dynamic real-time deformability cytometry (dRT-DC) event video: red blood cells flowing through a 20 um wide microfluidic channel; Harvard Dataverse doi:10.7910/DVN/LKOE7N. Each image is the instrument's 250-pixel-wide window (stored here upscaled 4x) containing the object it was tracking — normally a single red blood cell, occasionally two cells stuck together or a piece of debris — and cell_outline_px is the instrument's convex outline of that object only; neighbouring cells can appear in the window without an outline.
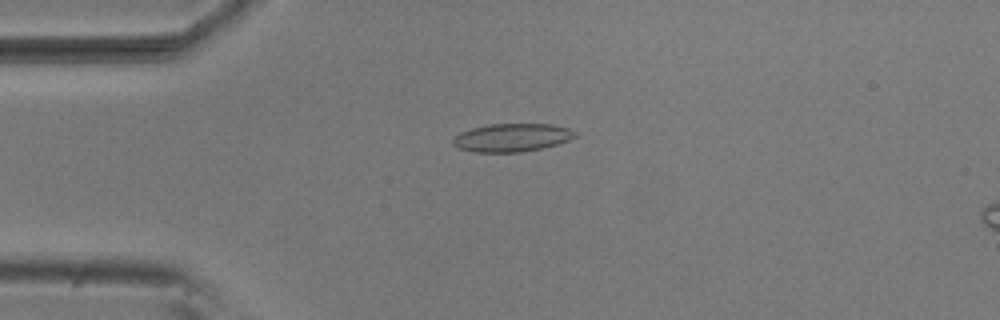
{"species": "common noctule bat (a hibernating species)", "species_latin": "Nyctalus noctula", "temperature_condition": "room temperature", "stored_images_in_passage": 41, "camera_frame_rate_fps": 3000, "um_per_image_px": 0.085, "animal": {"sex": "male", "body_mass_g": 20.5, "forearm_length_mm": 52.5}, "frame": {"image": 1, "passage_image": 1, "time_ms": 0.0, "image_size_px": [1000, 320], "cell_outline_px": [[580, 136], [544, 148], [520, 152], [476, 152], [460, 148], [452, 144], [452, 140], [460, 132], [472, 128], [488, 124], [552, 124], [568, 128], [576, 132]], "centroid_in_image_um": [43.54, 11.69], "position_along_channel_um": 41.5, "area_um2": 20.06}}
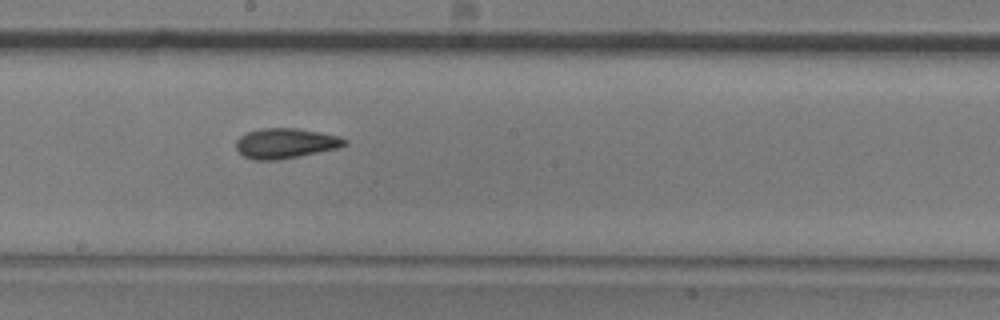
{"frame": {"image": 2, "passage_image": 17, "time_ms": 5.333, "image_size_px": [1000, 320], "cell_outline_px": [[348, 144], [340, 148], [300, 156], [276, 160], [252, 160], [244, 156], [236, 148], [236, 140], [244, 132], [260, 128], [296, 128], [320, 132], [340, 136], [348, 140]], "centroid_in_image_um": [24.28, 12.17], "position_along_channel_um": 223.9, "area_um2": 19.36}}
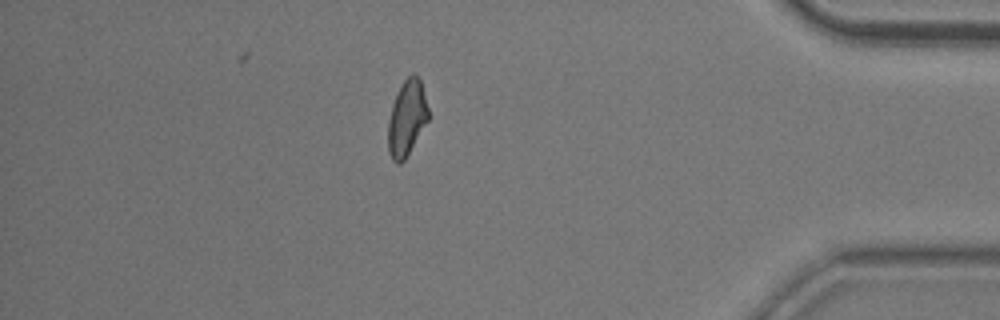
{"frame": {"image": 3, "passage_image": 34, "time_ms": 11.0, "image_size_px": [1000, 320], "cell_outline_px": [[428, 120], [404, 160], [400, 164], [396, 164], [392, 160], [388, 152], [388, 120], [392, 104], [404, 80], [412, 72], [416, 72], [420, 80], [428, 108]], "centroid_in_image_um": [34.57, 10.04], "position_along_channel_um": 400.6, "area_um2": 17.57}, "authors_computed_cell_mechanics": {"area_um2": 18.496, "velocity_mm_per_s": 3.8171, "shape_relaxation_time_tau1_ms": null, "shape_relaxation_time_tau2_ms": 2.7874, "deformation_change_tau1": null, "deformation_change_tau2": 0.0971}}